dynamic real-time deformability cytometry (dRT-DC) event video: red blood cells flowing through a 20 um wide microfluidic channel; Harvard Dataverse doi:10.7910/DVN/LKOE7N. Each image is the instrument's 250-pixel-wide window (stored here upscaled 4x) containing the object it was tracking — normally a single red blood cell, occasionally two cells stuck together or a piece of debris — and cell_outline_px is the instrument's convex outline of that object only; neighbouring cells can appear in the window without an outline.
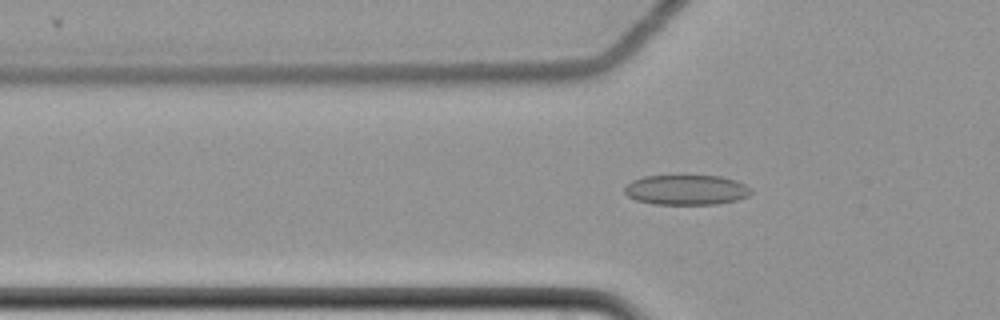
{"species": "common noctule bat (a hibernating species)", "species_latin": "Nyctalus noctula", "temperature_condition": "cold", "stored_images_in_passage": 54, "camera_frame_rate_fps": 3000, "um_per_image_px": 0.085, "animal": {"sex": "female", "body_mass_g": 22.7, "forearm_length_mm": 54.2}, "frame": {"image": 1, "passage_image": 15, "time_ms": 4.667, "image_size_px": [1000, 320], "cell_outline_px": [[752, 192], [748, 196], [736, 200], [716, 204], [656, 204], [636, 200], [628, 196], [624, 192], [624, 188], [632, 180], [644, 176], [720, 176], [736, 180], [752, 188]], "centroid_in_image_um": [58.35, 16.14], "position_along_channel_um": 67.4, "area_um2": 22.08}}
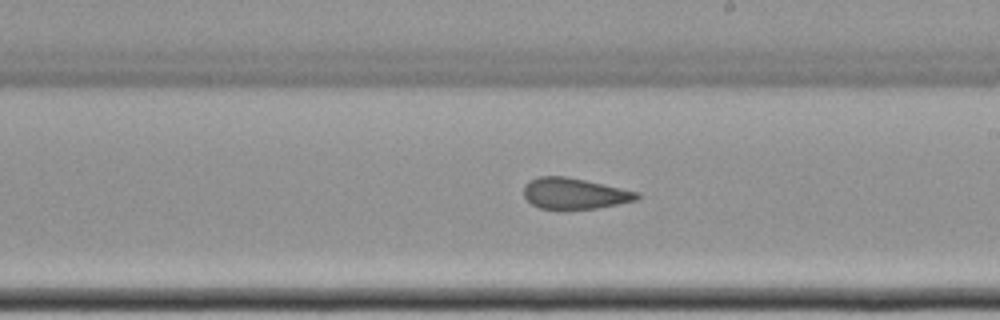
{"frame": {"image": 2, "passage_image": 30, "time_ms": 9.667, "image_size_px": [1000, 320], "cell_outline_px": [[640, 196], [636, 200], [596, 208], [540, 208], [532, 204], [524, 196], [524, 184], [528, 180], [540, 176], [564, 176], [584, 180], [640, 192]], "centroid_in_image_um": [48.81, 16.43], "position_along_channel_um": 240.2, "area_um2": 20.11}}
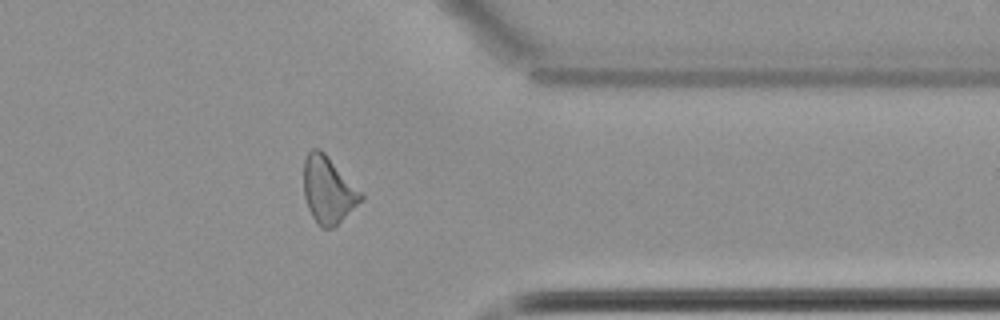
{"frame": {"image": 3, "passage_image": 43, "time_ms": 14.0, "image_size_px": [1000, 320], "cell_outline_px": [[364, 200], [332, 228], [320, 228], [316, 224], [308, 208], [304, 196], [304, 160], [308, 152], [312, 148], [320, 148], [364, 192]], "centroid_in_image_um": [27.93, 16.14], "position_along_channel_um": 383.5, "area_um2": 22.66}, "authors_computed_cell_mechanics": {"area_um2": 22.1085, "velocity_mm_per_s": 3.4989, "shape_relaxation_time_tau1_ms": null, "shape_relaxation_time_tau2_ms": 1.762, "deformation_change_tau1": null, "deformation_change_tau2": 0.0845}}